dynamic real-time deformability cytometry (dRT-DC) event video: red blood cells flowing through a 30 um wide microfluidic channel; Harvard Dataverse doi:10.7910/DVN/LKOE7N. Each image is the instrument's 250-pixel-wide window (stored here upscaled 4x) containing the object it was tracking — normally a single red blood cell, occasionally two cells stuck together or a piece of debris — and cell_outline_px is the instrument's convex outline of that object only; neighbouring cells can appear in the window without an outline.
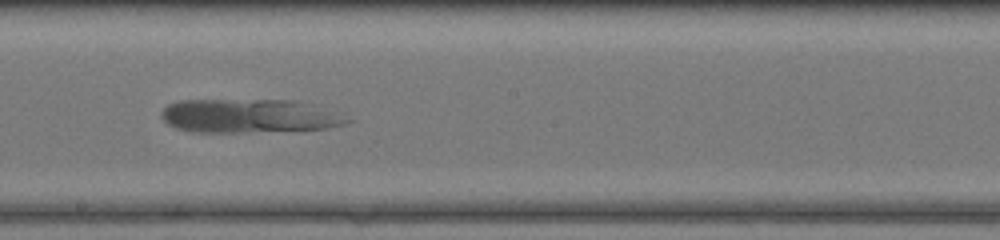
{"species": "common noctule bat (a hibernating species)", "species_latin": "Nyctalus noctula", "temperature_condition": "warm", "stored_images_in_passage": 40, "camera_frame_rate_fps": 3000, "um_per_image_px": 0.085, "animal": {"sex": "female", "body_mass_g": 17.0, "forearm_length_mm": 48.0}, "frame": {"image": 1, "passage_image": 18, "time_ms": 5.667, "image_size_px": [1000, 240], "cell_outline_px": [[352, 120], [344, 124], [328, 128], [240, 132], [188, 132], [176, 128], [168, 124], [164, 120], [164, 108], [168, 104], [180, 100], [296, 100], [308, 104]], "centroid_in_image_um": [21.08, 9.86], "position_along_channel_um": 227.1, "area_um2": 35.78}}
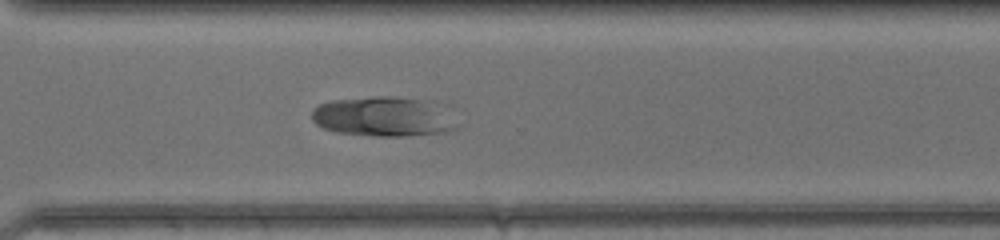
{"frame": {"image": 2, "passage_image": 26, "time_ms": 8.333, "image_size_px": [1000, 240], "cell_outline_px": [[456, 128], [448, 132], [408, 136], [376, 136], [336, 132], [324, 128], [316, 124], [312, 120], [312, 112], [320, 104], [332, 100], [376, 96], [392, 96], [420, 100]], "centroid_in_image_um": [32.31, 9.94], "position_along_channel_um": 338.3, "area_um2": 31.67}}
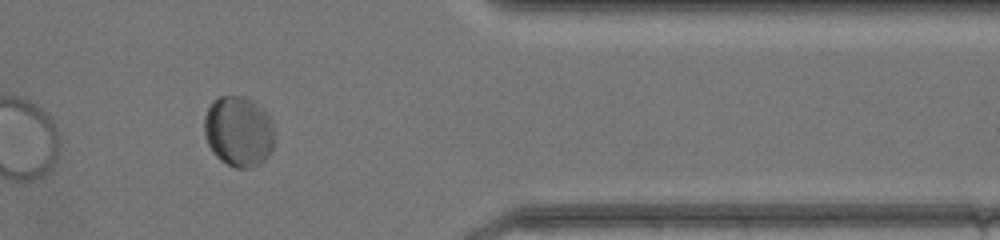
{"frame": {"image": 3, "passage_image": 31, "time_ms": 10.0, "image_size_px": [1000, 240], "cell_outline_px": [[276, 136], [272, 148], [268, 156], [260, 164], [252, 168], [236, 168], [220, 160], [212, 152], [208, 144], [204, 132], [204, 116], [212, 100], [220, 96], [244, 96], [268, 116], [272, 124]], "centroid_in_image_um": [20.27, 11.2], "position_along_channel_um": 391.1, "area_um2": 28.84}}